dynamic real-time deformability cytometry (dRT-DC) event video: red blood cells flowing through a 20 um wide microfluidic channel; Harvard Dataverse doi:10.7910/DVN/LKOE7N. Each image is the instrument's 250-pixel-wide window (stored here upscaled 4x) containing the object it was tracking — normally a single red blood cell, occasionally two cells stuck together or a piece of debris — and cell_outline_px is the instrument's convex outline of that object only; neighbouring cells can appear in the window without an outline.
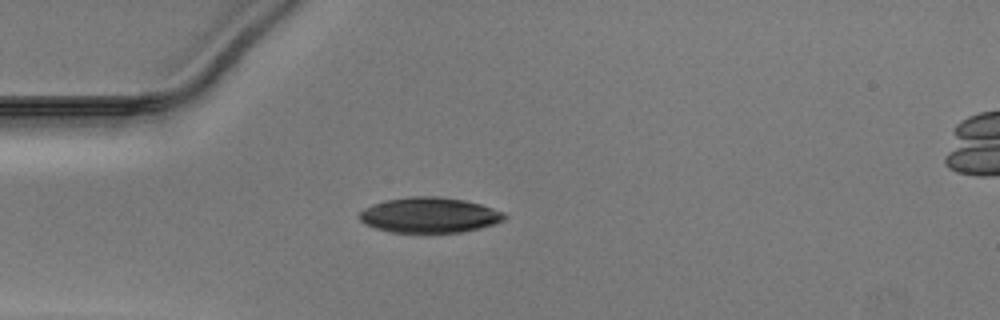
{"species": "Egyptian fruit bat (a non-hibernating species)", "species_latin": "Rousettus aegyptiacus", "temperature_condition": "warm", "stored_images_in_passage": 37, "camera_frame_rate_fps": 3000, "um_per_image_px": 0.085, "animal": {"sex": "male"}, "frame": {"image": 1, "passage_image": 1, "time_ms": 0.0, "image_size_px": [1000, 320], "cell_outline_px": [[508, 216], [504, 220], [496, 224], [480, 228], [460, 232], [388, 232], [364, 224], [360, 220], [360, 212], [364, 208], [372, 204], [388, 200], [412, 196], [440, 196], [464, 200], [480, 204], [504, 212]], "centroid_in_image_um": [36.52, 18.28], "position_along_channel_um": 48.5, "area_um2": 29.88}}
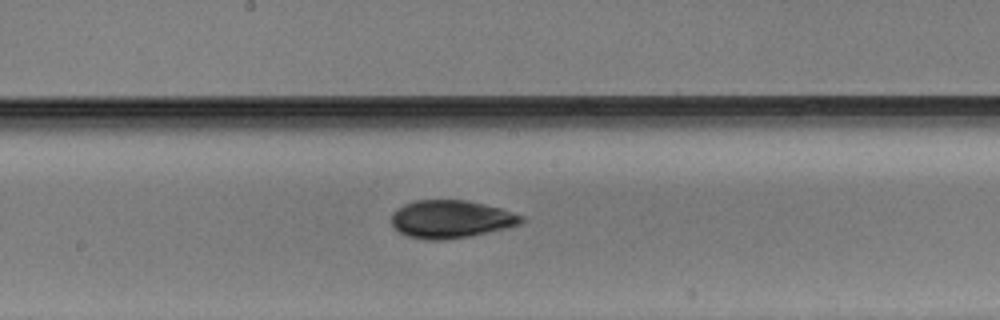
{"frame": {"image": 2, "passage_image": 14, "time_ms": 4.333, "image_size_px": [1000, 320], "cell_outline_px": [[524, 220], [520, 224], [508, 228], [468, 236], [444, 240], [424, 240], [408, 236], [400, 232], [392, 224], [392, 212], [396, 208], [404, 204], [416, 200], [464, 200], [484, 204], [500, 208], [524, 216]], "centroid_in_image_um": [38.32, 18.63], "position_along_channel_um": 209.9, "area_um2": 28.61}}
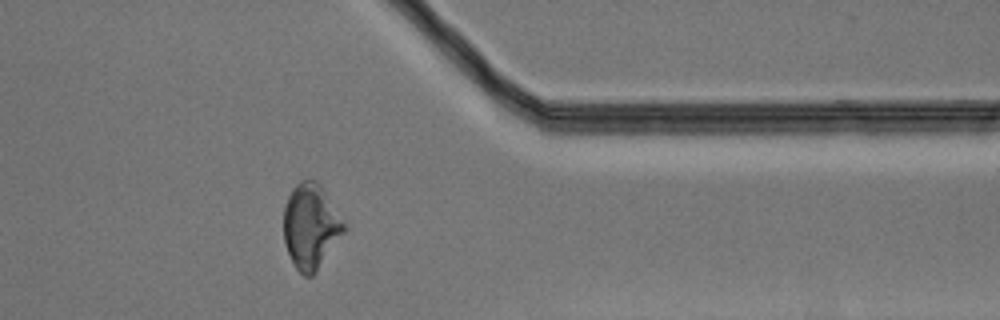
{"frame": {"image": 3, "passage_image": 28, "time_ms": 9.0, "image_size_px": [1000, 320], "cell_outline_px": [[348, 228], [316, 272], [312, 276], [304, 276], [296, 268], [288, 252], [284, 240], [284, 204], [292, 188], [300, 180], [316, 180], [320, 184]], "centroid_in_image_um": [26.42, 19.23], "position_along_channel_um": 385.0, "area_um2": 29.82}}